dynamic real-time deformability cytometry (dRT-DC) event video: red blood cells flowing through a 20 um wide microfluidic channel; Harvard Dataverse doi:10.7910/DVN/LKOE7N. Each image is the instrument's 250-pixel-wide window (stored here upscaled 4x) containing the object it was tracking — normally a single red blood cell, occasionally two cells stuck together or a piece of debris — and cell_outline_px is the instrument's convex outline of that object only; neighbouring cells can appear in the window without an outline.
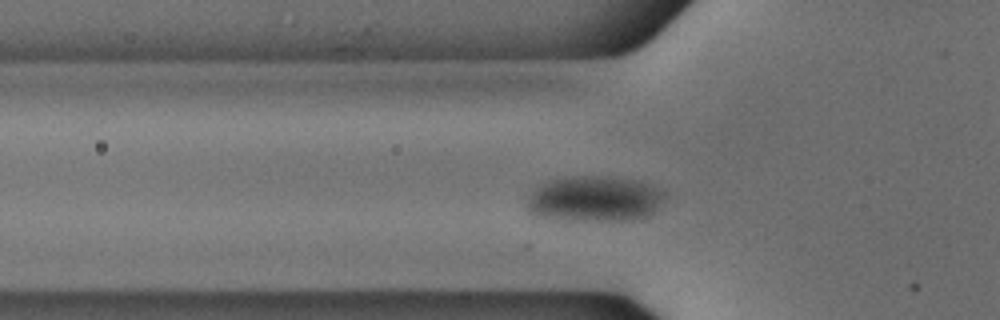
{"species": "common noctule bat (a hibernating species)", "species_latin": "Nyctalus noctula", "temperature_condition": "cold", "stored_images_in_passage": 49, "camera_frame_rate_fps": 3000, "um_per_image_px": 0.085, "animal": {"sex": "male", "body_mass_g": 18.8}, "frame": {"image": 1, "passage_image": 12, "time_ms": 3.667, "image_size_px": [1000, 320], "cell_outline_px": [[668, 196], [648, 216], [632, 220], [548, 220], [532, 216], [528, 212], [528, 196], [536, 188], [548, 180], [572, 176], [608, 176], [640, 180], [664, 192]], "centroid_in_image_um": [50.5, 16.91], "position_along_channel_um": 75.3, "area_um2": 37.17}}
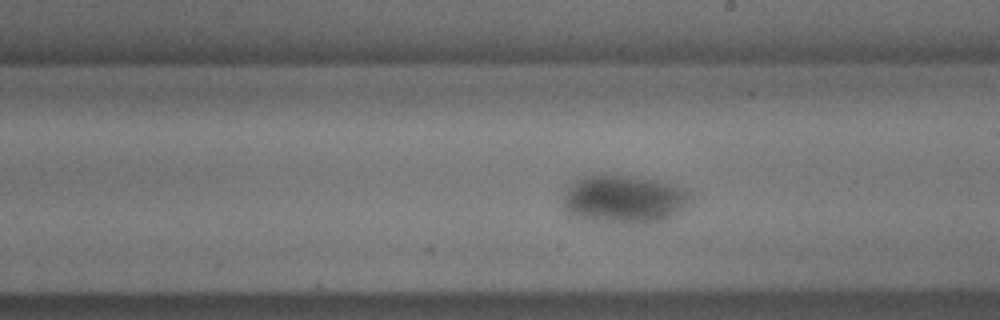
{"frame": {"image": 2, "passage_image": 25, "time_ms": 8.0, "image_size_px": [1000, 320], "cell_outline_px": [[696, 196], [692, 204], [680, 212], [664, 220], [652, 224], [624, 224], [584, 220], [568, 216], [564, 208], [564, 192], [580, 176], [600, 172], [656, 180], [688, 188]], "centroid_in_image_um": [53.1, 16.94], "position_along_channel_um": 235.9, "area_um2": 37.57}}
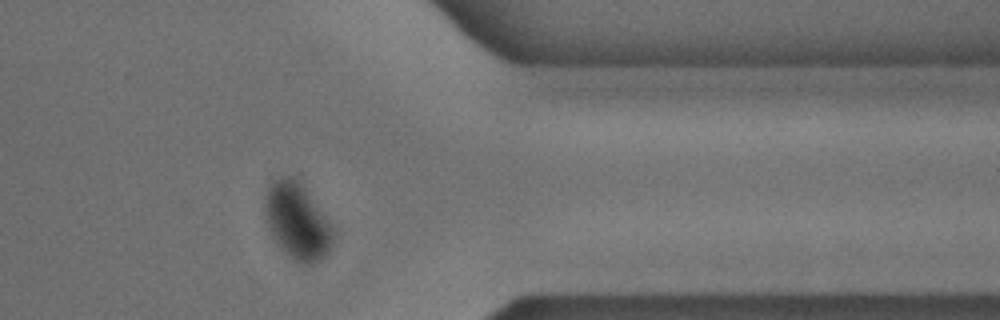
{"frame": {"image": 3, "passage_image": 38, "time_ms": 12.333, "image_size_px": [1000, 320], "cell_outline_px": [[332, 240], [328, 252], [320, 260], [312, 264], [304, 264], [292, 260], [280, 248], [268, 224], [264, 208], [264, 204], [268, 188], [276, 180], [284, 176], [292, 176], [304, 188], [328, 220], [332, 228]], "centroid_in_image_um": [25.26, 18.84], "position_along_channel_um": 386.1, "area_um2": 29.36}}